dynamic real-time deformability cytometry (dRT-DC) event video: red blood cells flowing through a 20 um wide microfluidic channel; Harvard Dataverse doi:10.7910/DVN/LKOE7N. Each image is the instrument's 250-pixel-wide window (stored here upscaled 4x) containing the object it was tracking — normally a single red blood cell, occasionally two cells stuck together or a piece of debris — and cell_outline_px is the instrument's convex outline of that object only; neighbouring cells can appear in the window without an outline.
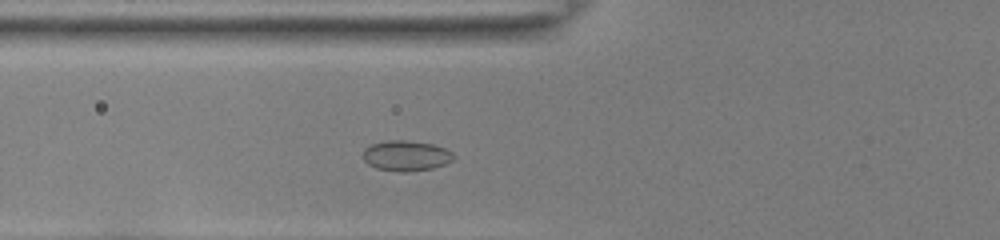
{"species": "common noctule bat (a hibernating species)", "species_latin": "Nyctalus noctula", "temperature_condition": "room temperature", "stored_images_in_passage": 41, "camera_frame_rate_fps": 3000, "um_per_image_px": 0.085, "animal": {"sex": "female", "body_mass_g": 22.0, "forearm_length_mm": 56.7}, "frame": {"image": 1, "passage_image": 9, "time_ms": 2.667, "image_size_px": [1000, 240], "cell_outline_px": [[456, 160], [448, 164], [432, 168], [400, 172], [376, 168], [368, 164], [364, 160], [364, 148], [372, 144], [388, 140], [404, 140], [432, 144], [444, 148], [452, 152], [456, 156]], "centroid_in_image_um": [34.57, 13.24], "position_along_channel_um": 91.2, "area_um2": 16.07}}
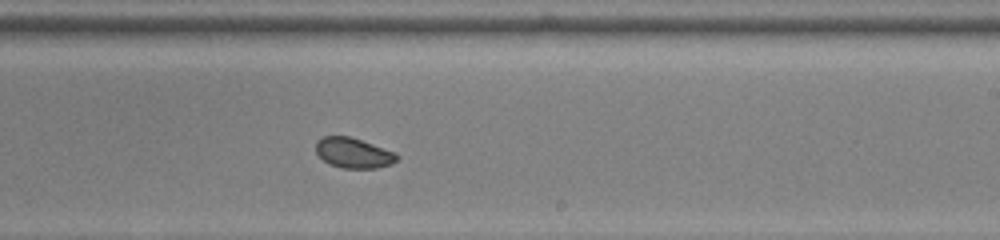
{"frame": {"image": 2, "passage_image": 22, "time_ms": 7.0, "image_size_px": [1000, 240], "cell_outline_px": [[400, 156], [392, 164], [376, 168], [340, 168], [328, 164], [316, 152], [316, 140], [324, 136], [348, 136], [396, 152]], "centroid_in_image_um": [30.04, 13.01], "position_along_channel_um": 259.0, "area_um2": 14.28}}
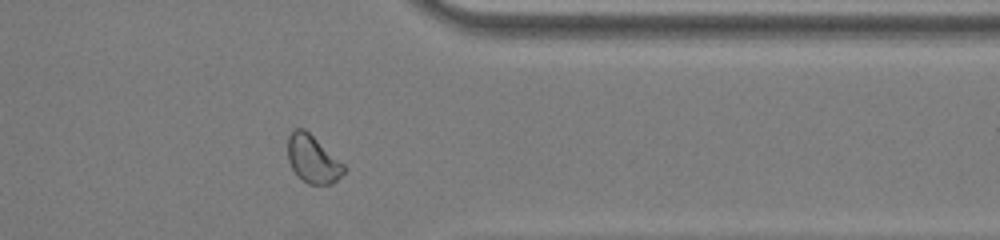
{"frame": {"image": 3, "passage_image": 32, "time_ms": 10.333, "image_size_px": [1000, 240], "cell_outline_px": [[348, 168], [332, 184], [308, 184], [292, 168], [288, 160], [288, 136], [292, 128], [304, 128], [344, 164]], "centroid_in_image_um": [26.58, 13.5], "position_along_channel_um": 384.8, "area_um2": 15.43}, "authors_computed_cell_mechanics": {"area_um2": 15.2592, "velocity_mm_per_s": 3.8774, "shape_relaxation_time_tau1_ms": 8.8876, "shape_relaxation_time_tau2_ms": 1.2332, "deformation_change_tau1": 0.1093, "deformation_change_tau2": 0.0246}}